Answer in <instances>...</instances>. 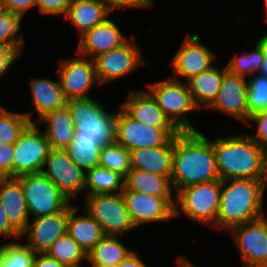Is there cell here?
<instances>
[{
	"label": "cell",
	"instance_id": "cell-1",
	"mask_svg": "<svg viewBox=\"0 0 267 267\" xmlns=\"http://www.w3.org/2000/svg\"><path fill=\"white\" fill-rule=\"evenodd\" d=\"M220 180L212 139L201 131L179 132L173 137L171 184L175 194L184 187Z\"/></svg>",
	"mask_w": 267,
	"mask_h": 267
},
{
	"label": "cell",
	"instance_id": "cell-2",
	"mask_svg": "<svg viewBox=\"0 0 267 267\" xmlns=\"http://www.w3.org/2000/svg\"><path fill=\"white\" fill-rule=\"evenodd\" d=\"M248 132L212 138L220 180L261 179L267 167V152Z\"/></svg>",
	"mask_w": 267,
	"mask_h": 267
},
{
	"label": "cell",
	"instance_id": "cell-3",
	"mask_svg": "<svg viewBox=\"0 0 267 267\" xmlns=\"http://www.w3.org/2000/svg\"><path fill=\"white\" fill-rule=\"evenodd\" d=\"M264 200L261 179L221 181L220 206L213 229L229 231L265 215Z\"/></svg>",
	"mask_w": 267,
	"mask_h": 267
},
{
	"label": "cell",
	"instance_id": "cell-4",
	"mask_svg": "<svg viewBox=\"0 0 267 267\" xmlns=\"http://www.w3.org/2000/svg\"><path fill=\"white\" fill-rule=\"evenodd\" d=\"M66 106L74 122L73 139L97 140L101 146L114 142L116 110L108 111L94 97L71 99Z\"/></svg>",
	"mask_w": 267,
	"mask_h": 267
},
{
	"label": "cell",
	"instance_id": "cell-5",
	"mask_svg": "<svg viewBox=\"0 0 267 267\" xmlns=\"http://www.w3.org/2000/svg\"><path fill=\"white\" fill-rule=\"evenodd\" d=\"M146 90L180 132L198 131L189 118L190 113L198 108L187 83L169 77L147 84Z\"/></svg>",
	"mask_w": 267,
	"mask_h": 267
},
{
	"label": "cell",
	"instance_id": "cell-6",
	"mask_svg": "<svg viewBox=\"0 0 267 267\" xmlns=\"http://www.w3.org/2000/svg\"><path fill=\"white\" fill-rule=\"evenodd\" d=\"M221 180L194 184L175 194V218L185 215L189 220L213 227L220 206Z\"/></svg>",
	"mask_w": 267,
	"mask_h": 267
},
{
	"label": "cell",
	"instance_id": "cell-7",
	"mask_svg": "<svg viewBox=\"0 0 267 267\" xmlns=\"http://www.w3.org/2000/svg\"><path fill=\"white\" fill-rule=\"evenodd\" d=\"M84 209L97 221L105 236H121L135 230L122 193L85 196Z\"/></svg>",
	"mask_w": 267,
	"mask_h": 267
},
{
	"label": "cell",
	"instance_id": "cell-8",
	"mask_svg": "<svg viewBox=\"0 0 267 267\" xmlns=\"http://www.w3.org/2000/svg\"><path fill=\"white\" fill-rule=\"evenodd\" d=\"M22 184L30 218L58 213L71 201L42 172L16 177Z\"/></svg>",
	"mask_w": 267,
	"mask_h": 267
},
{
	"label": "cell",
	"instance_id": "cell-9",
	"mask_svg": "<svg viewBox=\"0 0 267 267\" xmlns=\"http://www.w3.org/2000/svg\"><path fill=\"white\" fill-rule=\"evenodd\" d=\"M179 132L177 128H155L136 121L120 106L116 110L114 141L128 151L165 145Z\"/></svg>",
	"mask_w": 267,
	"mask_h": 267
},
{
	"label": "cell",
	"instance_id": "cell-10",
	"mask_svg": "<svg viewBox=\"0 0 267 267\" xmlns=\"http://www.w3.org/2000/svg\"><path fill=\"white\" fill-rule=\"evenodd\" d=\"M132 34L121 46L94 58L96 78L100 86L128 76L147 62Z\"/></svg>",
	"mask_w": 267,
	"mask_h": 267
},
{
	"label": "cell",
	"instance_id": "cell-11",
	"mask_svg": "<svg viewBox=\"0 0 267 267\" xmlns=\"http://www.w3.org/2000/svg\"><path fill=\"white\" fill-rule=\"evenodd\" d=\"M51 146L36 123H31L14 143L13 177L40 173Z\"/></svg>",
	"mask_w": 267,
	"mask_h": 267
},
{
	"label": "cell",
	"instance_id": "cell-12",
	"mask_svg": "<svg viewBox=\"0 0 267 267\" xmlns=\"http://www.w3.org/2000/svg\"><path fill=\"white\" fill-rule=\"evenodd\" d=\"M243 267H267V214L229 230Z\"/></svg>",
	"mask_w": 267,
	"mask_h": 267
},
{
	"label": "cell",
	"instance_id": "cell-13",
	"mask_svg": "<svg viewBox=\"0 0 267 267\" xmlns=\"http://www.w3.org/2000/svg\"><path fill=\"white\" fill-rule=\"evenodd\" d=\"M74 57L62 58L57 69V75L65 98H91L90 90L100 86L96 78L94 59L76 53Z\"/></svg>",
	"mask_w": 267,
	"mask_h": 267
},
{
	"label": "cell",
	"instance_id": "cell-14",
	"mask_svg": "<svg viewBox=\"0 0 267 267\" xmlns=\"http://www.w3.org/2000/svg\"><path fill=\"white\" fill-rule=\"evenodd\" d=\"M185 36L169 64L174 73L171 78L187 83L193 77L215 65L213 63L217 54L200 42L198 34L187 33Z\"/></svg>",
	"mask_w": 267,
	"mask_h": 267
},
{
	"label": "cell",
	"instance_id": "cell-15",
	"mask_svg": "<svg viewBox=\"0 0 267 267\" xmlns=\"http://www.w3.org/2000/svg\"><path fill=\"white\" fill-rule=\"evenodd\" d=\"M131 222L137 229L145 224L175 218V197H155L131 190L122 191Z\"/></svg>",
	"mask_w": 267,
	"mask_h": 267
},
{
	"label": "cell",
	"instance_id": "cell-16",
	"mask_svg": "<svg viewBox=\"0 0 267 267\" xmlns=\"http://www.w3.org/2000/svg\"><path fill=\"white\" fill-rule=\"evenodd\" d=\"M42 173L71 202L80 192H85L86 172L68 157L65 150L51 149L45 160Z\"/></svg>",
	"mask_w": 267,
	"mask_h": 267
},
{
	"label": "cell",
	"instance_id": "cell-17",
	"mask_svg": "<svg viewBox=\"0 0 267 267\" xmlns=\"http://www.w3.org/2000/svg\"><path fill=\"white\" fill-rule=\"evenodd\" d=\"M72 204L58 213L30 219L20 237L25 238V244L34 253H46L50 246L67 232L69 211L74 206Z\"/></svg>",
	"mask_w": 267,
	"mask_h": 267
},
{
	"label": "cell",
	"instance_id": "cell-18",
	"mask_svg": "<svg viewBox=\"0 0 267 267\" xmlns=\"http://www.w3.org/2000/svg\"><path fill=\"white\" fill-rule=\"evenodd\" d=\"M247 94L248 79L226 71L217 98L208 109L246 123L249 118Z\"/></svg>",
	"mask_w": 267,
	"mask_h": 267
},
{
	"label": "cell",
	"instance_id": "cell-19",
	"mask_svg": "<svg viewBox=\"0 0 267 267\" xmlns=\"http://www.w3.org/2000/svg\"><path fill=\"white\" fill-rule=\"evenodd\" d=\"M119 25L111 19L87 31L79 38L75 53L94 59L100 54L114 50L127 41Z\"/></svg>",
	"mask_w": 267,
	"mask_h": 267
},
{
	"label": "cell",
	"instance_id": "cell-20",
	"mask_svg": "<svg viewBox=\"0 0 267 267\" xmlns=\"http://www.w3.org/2000/svg\"><path fill=\"white\" fill-rule=\"evenodd\" d=\"M120 107L134 120L155 128H176L145 89H131Z\"/></svg>",
	"mask_w": 267,
	"mask_h": 267
},
{
	"label": "cell",
	"instance_id": "cell-21",
	"mask_svg": "<svg viewBox=\"0 0 267 267\" xmlns=\"http://www.w3.org/2000/svg\"><path fill=\"white\" fill-rule=\"evenodd\" d=\"M0 201L10 224L21 234L30 221L22 184L16 177L0 178Z\"/></svg>",
	"mask_w": 267,
	"mask_h": 267
},
{
	"label": "cell",
	"instance_id": "cell-22",
	"mask_svg": "<svg viewBox=\"0 0 267 267\" xmlns=\"http://www.w3.org/2000/svg\"><path fill=\"white\" fill-rule=\"evenodd\" d=\"M131 169H140L171 177L173 162V137L165 144L152 148L129 151Z\"/></svg>",
	"mask_w": 267,
	"mask_h": 267
},
{
	"label": "cell",
	"instance_id": "cell-23",
	"mask_svg": "<svg viewBox=\"0 0 267 267\" xmlns=\"http://www.w3.org/2000/svg\"><path fill=\"white\" fill-rule=\"evenodd\" d=\"M57 81L47 78H36L30 79V90H31V103L36 114V123L47 113L56 109L62 108L66 105L67 99L64 96L59 77Z\"/></svg>",
	"mask_w": 267,
	"mask_h": 267
},
{
	"label": "cell",
	"instance_id": "cell-24",
	"mask_svg": "<svg viewBox=\"0 0 267 267\" xmlns=\"http://www.w3.org/2000/svg\"><path fill=\"white\" fill-rule=\"evenodd\" d=\"M111 12L102 0H72L65 19L80 31L81 37L87 31L103 23Z\"/></svg>",
	"mask_w": 267,
	"mask_h": 267
},
{
	"label": "cell",
	"instance_id": "cell-25",
	"mask_svg": "<svg viewBox=\"0 0 267 267\" xmlns=\"http://www.w3.org/2000/svg\"><path fill=\"white\" fill-rule=\"evenodd\" d=\"M42 123H45L42 131L46 135L51 149L64 150L72 142L75 127L66 105L47 113L36 122L38 126H41Z\"/></svg>",
	"mask_w": 267,
	"mask_h": 267
},
{
	"label": "cell",
	"instance_id": "cell-26",
	"mask_svg": "<svg viewBox=\"0 0 267 267\" xmlns=\"http://www.w3.org/2000/svg\"><path fill=\"white\" fill-rule=\"evenodd\" d=\"M74 205L69 211L67 233L88 254L93 247L105 236L101 225L83 208L85 215L78 214Z\"/></svg>",
	"mask_w": 267,
	"mask_h": 267
},
{
	"label": "cell",
	"instance_id": "cell-27",
	"mask_svg": "<svg viewBox=\"0 0 267 267\" xmlns=\"http://www.w3.org/2000/svg\"><path fill=\"white\" fill-rule=\"evenodd\" d=\"M226 71V66L220 69V67L213 65L209 70L201 72L187 82L198 110H201V108L208 109L213 104L221 88Z\"/></svg>",
	"mask_w": 267,
	"mask_h": 267
},
{
	"label": "cell",
	"instance_id": "cell-28",
	"mask_svg": "<svg viewBox=\"0 0 267 267\" xmlns=\"http://www.w3.org/2000/svg\"><path fill=\"white\" fill-rule=\"evenodd\" d=\"M124 190L136 191L155 197H175L171 177H164L154 173L131 169L124 179Z\"/></svg>",
	"mask_w": 267,
	"mask_h": 267
},
{
	"label": "cell",
	"instance_id": "cell-29",
	"mask_svg": "<svg viewBox=\"0 0 267 267\" xmlns=\"http://www.w3.org/2000/svg\"><path fill=\"white\" fill-rule=\"evenodd\" d=\"M133 251L121 241V236H104L87 254L86 263L118 266Z\"/></svg>",
	"mask_w": 267,
	"mask_h": 267
},
{
	"label": "cell",
	"instance_id": "cell-30",
	"mask_svg": "<svg viewBox=\"0 0 267 267\" xmlns=\"http://www.w3.org/2000/svg\"><path fill=\"white\" fill-rule=\"evenodd\" d=\"M124 177L107 168L97 166L86 172L85 196L104 193H122Z\"/></svg>",
	"mask_w": 267,
	"mask_h": 267
},
{
	"label": "cell",
	"instance_id": "cell-31",
	"mask_svg": "<svg viewBox=\"0 0 267 267\" xmlns=\"http://www.w3.org/2000/svg\"><path fill=\"white\" fill-rule=\"evenodd\" d=\"M250 51L237 53L226 64L228 72L249 78L254 74H258L264 59V34L258 38L256 45Z\"/></svg>",
	"mask_w": 267,
	"mask_h": 267
},
{
	"label": "cell",
	"instance_id": "cell-32",
	"mask_svg": "<svg viewBox=\"0 0 267 267\" xmlns=\"http://www.w3.org/2000/svg\"><path fill=\"white\" fill-rule=\"evenodd\" d=\"M33 112L18 113L0 105V144H14L25 129L34 123Z\"/></svg>",
	"mask_w": 267,
	"mask_h": 267
},
{
	"label": "cell",
	"instance_id": "cell-33",
	"mask_svg": "<svg viewBox=\"0 0 267 267\" xmlns=\"http://www.w3.org/2000/svg\"><path fill=\"white\" fill-rule=\"evenodd\" d=\"M101 147L97 140L73 139L64 150L75 164L87 172L99 166Z\"/></svg>",
	"mask_w": 267,
	"mask_h": 267
},
{
	"label": "cell",
	"instance_id": "cell-34",
	"mask_svg": "<svg viewBox=\"0 0 267 267\" xmlns=\"http://www.w3.org/2000/svg\"><path fill=\"white\" fill-rule=\"evenodd\" d=\"M23 17L25 18L23 15L0 8V46L25 51V39L21 32Z\"/></svg>",
	"mask_w": 267,
	"mask_h": 267
},
{
	"label": "cell",
	"instance_id": "cell-35",
	"mask_svg": "<svg viewBox=\"0 0 267 267\" xmlns=\"http://www.w3.org/2000/svg\"><path fill=\"white\" fill-rule=\"evenodd\" d=\"M35 255L20 240L0 243V267H33Z\"/></svg>",
	"mask_w": 267,
	"mask_h": 267
},
{
	"label": "cell",
	"instance_id": "cell-36",
	"mask_svg": "<svg viewBox=\"0 0 267 267\" xmlns=\"http://www.w3.org/2000/svg\"><path fill=\"white\" fill-rule=\"evenodd\" d=\"M99 157V166L119 173L124 178L131 170L129 151L115 141L102 146Z\"/></svg>",
	"mask_w": 267,
	"mask_h": 267
},
{
	"label": "cell",
	"instance_id": "cell-37",
	"mask_svg": "<svg viewBox=\"0 0 267 267\" xmlns=\"http://www.w3.org/2000/svg\"><path fill=\"white\" fill-rule=\"evenodd\" d=\"M46 254L60 263L87 262V254L67 232L50 246Z\"/></svg>",
	"mask_w": 267,
	"mask_h": 267
},
{
	"label": "cell",
	"instance_id": "cell-38",
	"mask_svg": "<svg viewBox=\"0 0 267 267\" xmlns=\"http://www.w3.org/2000/svg\"><path fill=\"white\" fill-rule=\"evenodd\" d=\"M247 101L249 115L267 111V77L258 73L248 78Z\"/></svg>",
	"mask_w": 267,
	"mask_h": 267
},
{
	"label": "cell",
	"instance_id": "cell-39",
	"mask_svg": "<svg viewBox=\"0 0 267 267\" xmlns=\"http://www.w3.org/2000/svg\"><path fill=\"white\" fill-rule=\"evenodd\" d=\"M253 123H255L257 131L255 134L247 135L267 152V111H261L249 115L245 125L251 127Z\"/></svg>",
	"mask_w": 267,
	"mask_h": 267
},
{
	"label": "cell",
	"instance_id": "cell-40",
	"mask_svg": "<svg viewBox=\"0 0 267 267\" xmlns=\"http://www.w3.org/2000/svg\"><path fill=\"white\" fill-rule=\"evenodd\" d=\"M72 0H36L39 15H63L65 18Z\"/></svg>",
	"mask_w": 267,
	"mask_h": 267
},
{
	"label": "cell",
	"instance_id": "cell-41",
	"mask_svg": "<svg viewBox=\"0 0 267 267\" xmlns=\"http://www.w3.org/2000/svg\"><path fill=\"white\" fill-rule=\"evenodd\" d=\"M105 4L107 9L113 13L117 9H149L154 6L155 0H102Z\"/></svg>",
	"mask_w": 267,
	"mask_h": 267
},
{
	"label": "cell",
	"instance_id": "cell-42",
	"mask_svg": "<svg viewBox=\"0 0 267 267\" xmlns=\"http://www.w3.org/2000/svg\"><path fill=\"white\" fill-rule=\"evenodd\" d=\"M22 54L18 48L0 46V80L9 73L12 65Z\"/></svg>",
	"mask_w": 267,
	"mask_h": 267
},
{
	"label": "cell",
	"instance_id": "cell-43",
	"mask_svg": "<svg viewBox=\"0 0 267 267\" xmlns=\"http://www.w3.org/2000/svg\"><path fill=\"white\" fill-rule=\"evenodd\" d=\"M14 144H0V178L13 177Z\"/></svg>",
	"mask_w": 267,
	"mask_h": 267
},
{
	"label": "cell",
	"instance_id": "cell-44",
	"mask_svg": "<svg viewBox=\"0 0 267 267\" xmlns=\"http://www.w3.org/2000/svg\"><path fill=\"white\" fill-rule=\"evenodd\" d=\"M35 4L36 0H0V8L23 16H26Z\"/></svg>",
	"mask_w": 267,
	"mask_h": 267
},
{
	"label": "cell",
	"instance_id": "cell-45",
	"mask_svg": "<svg viewBox=\"0 0 267 267\" xmlns=\"http://www.w3.org/2000/svg\"><path fill=\"white\" fill-rule=\"evenodd\" d=\"M5 237V239L20 240L21 234L10 224L7 216L5 215L3 204L0 201V237Z\"/></svg>",
	"mask_w": 267,
	"mask_h": 267
},
{
	"label": "cell",
	"instance_id": "cell-46",
	"mask_svg": "<svg viewBox=\"0 0 267 267\" xmlns=\"http://www.w3.org/2000/svg\"><path fill=\"white\" fill-rule=\"evenodd\" d=\"M33 267H62V263L49 257L46 253H36Z\"/></svg>",
	"mask_w": 267,
	"mask_h": 267
},
{
	"label": "cell",
	"instance_id": "cell-47",
	"mask_svg": "<svg viewBox=\"0 0 267 267\" xmlns=\"http://www.w3.org/2000/svg\"><path fill=\"white\" fill-rule=\"evenodd\" d=\"M138 254V251L134 250L117 267H148Z\"/></svg>",
	"mask_w": 267,
	"mask_h": 267
},
{
	"label": "cell",
	"instance_id": "cell-48",
	"mask_svg": "<svg viewBox=\"0 0 267 267\" xmlns=\"http://www.w3.org/2000/svg\"><path fill=\"white\" fill-rule=\"evenodd\" d=\"M259 74L267 77V33L264 34V59Z\"/></svg>",
	"mask_w": 267,
	"mask_h": 267
},
{
	"label": "cell",
	"instance_id": "cell-49",
	"mask_svg": "<svg viewBox=\"0 0 267 267\" xmlns=\"http://www.w3.org/2000/svg\"><path fill=\"white\" fill-rule=\"evenodd\" d=\"M177 260V266L178 267H199L193 264L189 259H187L184 255H182L176 259Z\"/></svg>",
	"mask_w": 267,
	"mask_h": 267
},
{
	"label": "cell",
	"instance_id": "cell-50",
	"mask_svg": "<svg viewBox=\"0 0 267 267\" xmlns=\"http://www.w3.org/2000/svg\"><path fill=\"white\" fill-rule=\"evenodd\" d=\"M261 187H262V194L263 197L265 196V192L267 191V167L265 168L264 172L262 173L261 177Z\"/></svg>",
	"mask_w": 267,
	"mask_h": 267
},
{
	"label": "cell",
	"instance_id": "cell-51",
	"mask_svg": "<svg viewBox=\"0 0 267 267\" xmlns=\"http://www.w3.org/2000/svg\"><path fill=\"white\" fill-rule=\"evenodd\" d=\"M83 262L62 263V267H81Z\"/></svg>",
	"mask_w": 267,
	"mask_h": 267
},
{
	"label": "cell",
	"instance_id": "cell-52",
	"mask_svg": "<svg viewBox=\"0 0 267 267\" xmlns=\"http://www.w3.org/2000/svg\"><path fill=\"white\" fill-rule=\"evenodd\" d=\"M263 1V7L265 8V22L267 23V0H262Z\"/></svg>",
	"mask_w": 267,
	"mask_h": 267
},
{
	"label": "cell",
	"instance_id": "cell-53",
	"mask_svg": "<svg viewBox=\"0 0 267 267\" xmlns=\"http://www.w3.org/2000/svg\"><path fill=\"white\" fill-rule=\"evenodd\" d=\"M90 267H117L112 265H89Z\"/></svg>",
	"mask_w": 267,
	"mask_h": 267
}]
</instances>
